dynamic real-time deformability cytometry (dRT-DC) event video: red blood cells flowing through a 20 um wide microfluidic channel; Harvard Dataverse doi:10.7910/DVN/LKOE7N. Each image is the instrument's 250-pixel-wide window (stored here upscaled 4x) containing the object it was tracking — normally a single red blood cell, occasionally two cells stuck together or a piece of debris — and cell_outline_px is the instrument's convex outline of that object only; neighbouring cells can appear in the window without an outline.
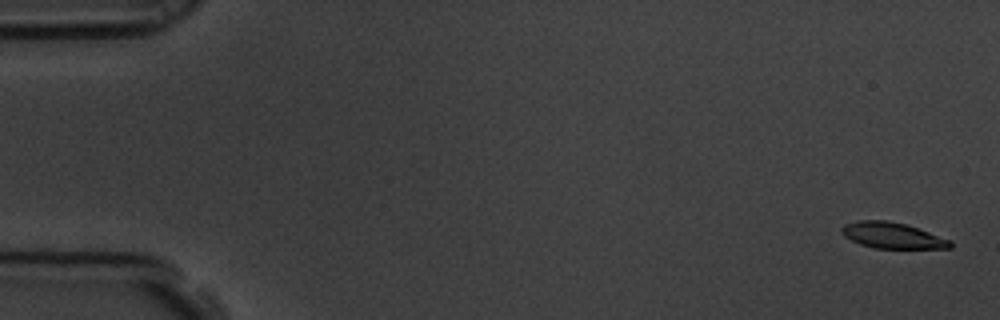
{"species": "common noctule bat (a hibernating species)", "species_latin": "Nyctalus noctula", "temperature_condition": "room temperature", "stored_images_in_passage": 5, "camera_frame_rate_fps": 3000, "um_per_image_px": 0.085, "animal": {"sex": "male", "body_mass_g": 19.5, "forearm_length_mm": 54.6}, "frame": {"image": 1, "passage_image": 1, "time_ms": 0.0, "image_size_px": [1000, 320], "cell_outline_px": [[952, 248], [872, 248], [860, 244], [844, 236], [840, 232], [840, 228], [844, 224], [860, 220], [888, 220], [908, 224], [952, 240]], "centroid_in_image_um": [75.85, 20.0], "position_along_channel_um": 9.1, "area_um2": 16.65}}
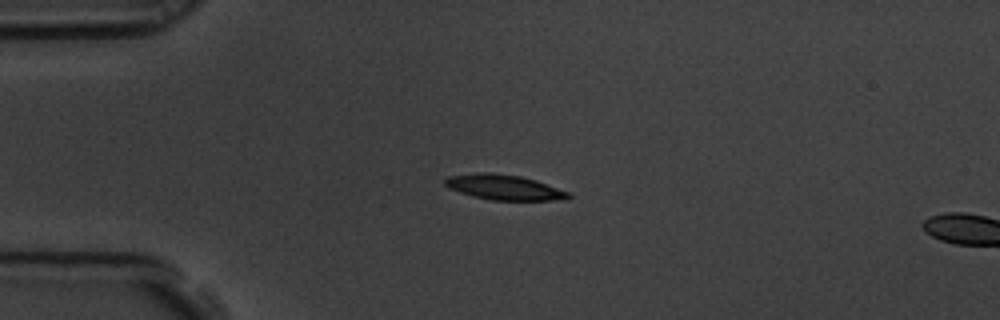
{"frame": {"image": 2, "passage_image": 4, "time_ms": 1.0, "image_size_px": [1000, 320], "cell_outline_px": [[572, 196], [568, 200], [492, 200], [472, 196], [448, 188], [444, 184], [444, 180], [448, 176], [476, 172], [488, 172], [520, 176], [536, 180], [568, 192]], "centroid_in_image_um": [42.83, 15.92], "position_along_channel_um": 42.2, "area_um2": 18.15}}